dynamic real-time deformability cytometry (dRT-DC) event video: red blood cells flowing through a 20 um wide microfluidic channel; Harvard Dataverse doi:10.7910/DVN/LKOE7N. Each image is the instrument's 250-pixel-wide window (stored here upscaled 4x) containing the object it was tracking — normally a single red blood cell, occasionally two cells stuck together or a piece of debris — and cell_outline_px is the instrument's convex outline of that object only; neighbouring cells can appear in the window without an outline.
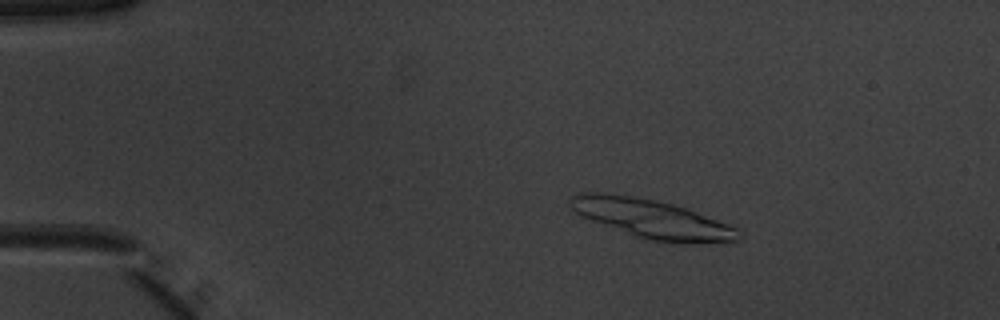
{"species": "common noctule bat (a hibernating species)", "species_latin": "Nyctalus noctula", "temperature_condition": "warm", "stored_images_in_passage": 35, "segment_of_instrument_passage": [1, 2], "camera_frame_rate_fps": 3000, "um_per_image_px": 0.085, "animal": {"sex": "male", "body_mass_g": 20.1, "forearm_length_mm": 53.5}, "frame": {"image": 1, "passage_image": 9, "time_ms": 2.667, "image_size_px": [1000, 320], "cell_outline_px": [[744, 232], [740, 240], [684, 244], [680, 244], [648, 240], [636, 236], [580, 216], [568, 204], [568, 200], [572, 196], [580, 192], [596, 192], [632, 196], [656, 200], [688, 208], [728, 224]], "centroid_in_image_um": [55.44, 18.61], "position_along_channel_um": 29.6, "area_um2": 38.15}}